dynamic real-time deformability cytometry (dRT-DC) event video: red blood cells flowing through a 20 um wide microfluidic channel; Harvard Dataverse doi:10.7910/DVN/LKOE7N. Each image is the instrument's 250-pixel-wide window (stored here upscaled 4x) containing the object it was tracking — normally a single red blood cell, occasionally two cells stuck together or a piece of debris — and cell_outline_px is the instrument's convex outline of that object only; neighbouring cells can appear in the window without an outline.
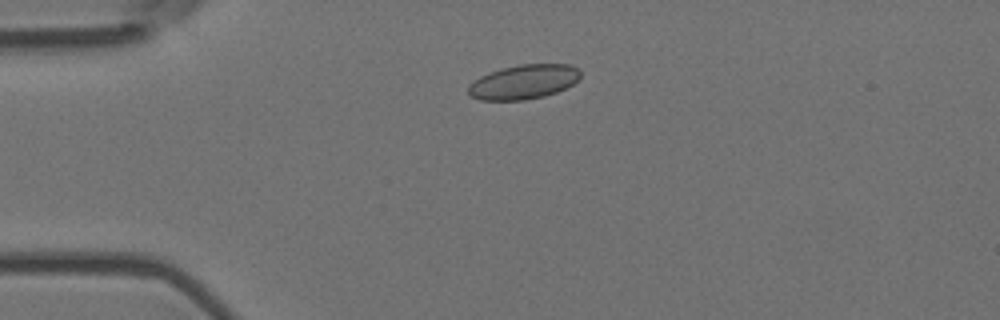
{"species": "Egyptian fruit bat (a non-hibernating species)", "species_latin": "Rousettus aegyptiacus", "temperature_condition": "room temperature", "stored_images_in_passage": 2, "camera_frame_rate_fps": 3000, "um_per_image_px": 0.085, "animal": {"sex": "female"}, "frame": {"image": 1, "passage_image": 1, "time_ms": 0.0, "image_size_px": [1000, 320], "cell_outline_px": [[580, 80], [556, 92], [544, 96], [524, 100], [480, 100], [472, 96], [468, 92], [468, 84], [480, 76], [500, 68], [520, 64], [568, 64], [576, 68], [580, 72]], "centroid_in_image_um": [44.49, 6.95], "position_along_channel_um": 40.5, "area_um2": 22.48}}